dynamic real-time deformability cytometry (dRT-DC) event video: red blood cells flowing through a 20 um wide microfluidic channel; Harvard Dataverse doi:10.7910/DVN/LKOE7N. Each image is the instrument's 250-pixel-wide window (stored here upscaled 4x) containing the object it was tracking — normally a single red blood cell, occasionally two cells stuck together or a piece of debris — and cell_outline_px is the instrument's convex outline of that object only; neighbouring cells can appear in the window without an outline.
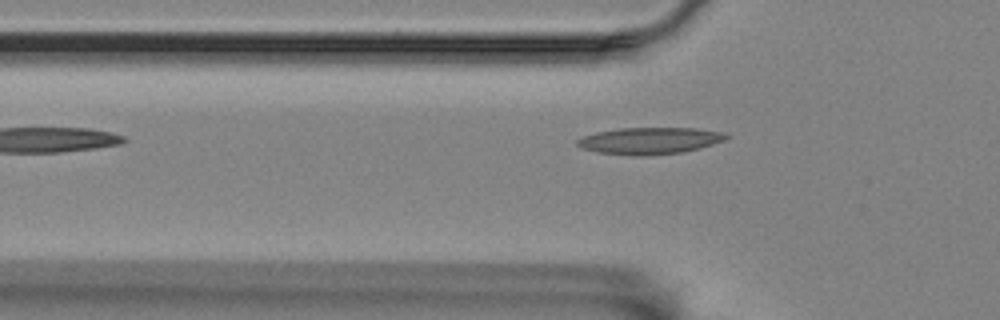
{"species": "Egyptian fruit bat (a non-hibernating species)", "species_latin": "Rousettus aegyptiacus", "temperature_condition": "room temperature", "stored_images_in_passage": 2, "camera_frame_rate_fps": 3000, "um_per_image_px": 0.085, "animal": {"sex": "female"}, "frame": {"image": 1, "passage_image": 2, "time_ms": 1.333, "image_size_px": [1000, 320], "cell_outline_px": [[732, 136], [724, 140], [700, 148], [684, 152], [644, 156], [636, 156], [596, 152], [580, 148], [576, 144], [576, 140], [584, 136], [596, 132], [620, 128], [696, 128], [728, 132]], "centroid_in_image_um": [55.26, 11.96], "position_along_channel_um": 70.5, "area_um2": 23.52}}